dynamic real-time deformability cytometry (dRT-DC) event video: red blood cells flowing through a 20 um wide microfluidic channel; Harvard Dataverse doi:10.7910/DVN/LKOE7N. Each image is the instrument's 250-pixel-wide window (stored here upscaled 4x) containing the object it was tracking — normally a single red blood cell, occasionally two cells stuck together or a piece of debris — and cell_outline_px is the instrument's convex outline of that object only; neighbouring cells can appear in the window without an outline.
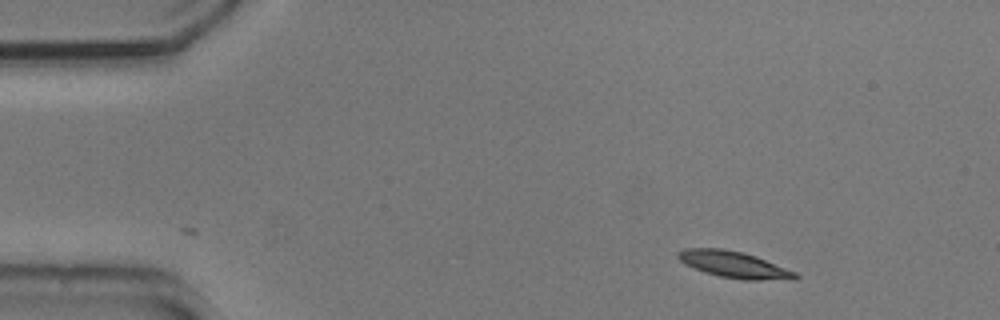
{"species": "common noctule bat (a hibernating species)", "species_latin": "Nyctalus noctula", "temperature_condition": "cold", "stored_images_in_passage": 11, "camera_frame_rate_fps": 3000, "um_per_image_px": 0.085, "animal": {"sex": "male", "body_mass_g": 20.5, "forearm_length_mm": 52.5}, "frame": {"image": 1, "passage_image": 1, "time_ms": 0.0, "image_size_px": [1000, 320], "cell_outline_px": [[800, 276], [796, 280], [744, 280], [720, 276], [704, 272], [684, 264], [676, 256], [676, 252], [684, 248], [724, 248], [744, 252], [756, 256], [796, 272]], "centroid_in_image_um": [62.4, 22.49], "position_along_channel_um": 22.6, "area_um2": 18.38}}